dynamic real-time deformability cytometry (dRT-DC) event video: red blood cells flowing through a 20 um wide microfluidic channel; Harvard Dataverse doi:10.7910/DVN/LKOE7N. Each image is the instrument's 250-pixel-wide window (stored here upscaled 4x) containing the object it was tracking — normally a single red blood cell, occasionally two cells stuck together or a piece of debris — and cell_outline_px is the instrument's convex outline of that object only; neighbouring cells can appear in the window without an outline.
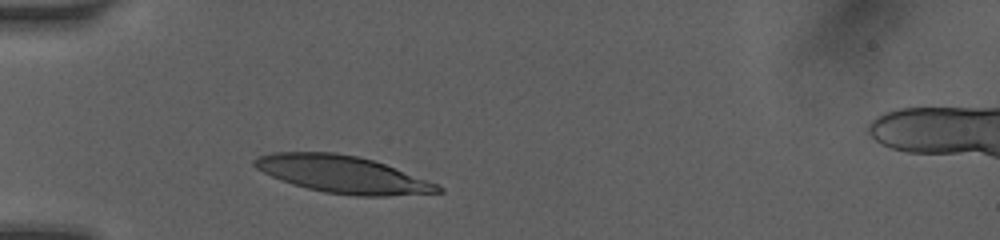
{"species": "human", "species_latin": "Homo sapiens", "temperature_condition": "room temperature", "stored_images_in_passage": 1, "camera_frame_rate_fps": 3000, "um_per_image_px": 0.085, "donor": {"sex": "female"}, "frame": {"image": 1, "passage_image": 1, "time_ms": 0.0, "image_size_px": [1000, 240], "cell_outline_px": [[444, 192], [384, 196], [356, 196], [324, 192], [292, 184], [280, 180], [256, 168], [252, 164], [252, 160], [256, 156], [272, 152], [336, 152], [356, 156], [372, 160], [384, 164], [436, 184], [444, 188]], "centroid_in_image_um": [29.06, 14.81], "position_along_channel_um": 55.9, "area_um2": 39.48}}